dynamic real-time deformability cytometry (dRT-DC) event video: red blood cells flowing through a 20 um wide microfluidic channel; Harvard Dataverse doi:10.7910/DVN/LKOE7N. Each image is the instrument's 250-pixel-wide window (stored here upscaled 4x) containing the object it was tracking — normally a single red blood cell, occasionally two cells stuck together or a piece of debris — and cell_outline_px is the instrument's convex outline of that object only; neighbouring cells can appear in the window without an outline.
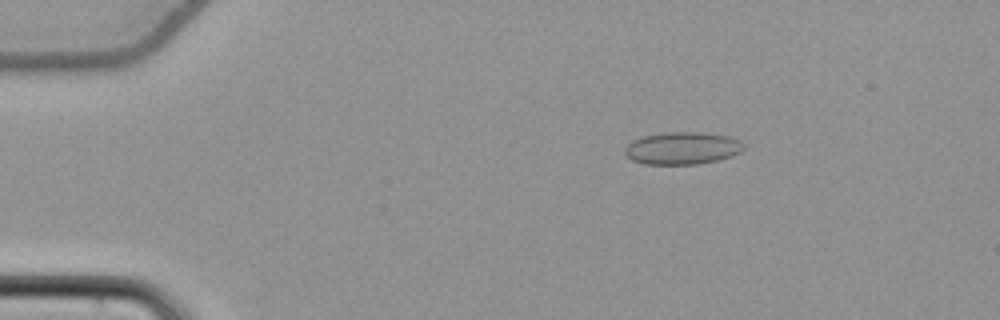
{"species": "common noctule bat (a hibernating species)", "species_latin": "Nyctalus noctula", "temperature_condition": "cold", "stored_images_in_passage": 54, "camera_frame_rate_fps": 3000, "um_per_image_px": 0.085, "animal": {"sex": "female", "body_mass_g": 22.7, "forearm_length_mm": 54.2}, "frame": {"image": 1, "passage_image": 9, "time_ms": 2.667, "image_size_px": [1000, 320], "cell_outline_px": [[744, 148], [740, 152], [732, 156], [716, 160], [696, 164], [644, 164], [632, 160], [624, 152], [624, 148], [632, 140], [644, 136], [668, 132], [700, 132], [728, 136], [740, 140], [744, 144]], "centroid_in_image_um": [58.0, 12.59], "position_along_channel_um": 27.0, "area_um2": 22.37}}
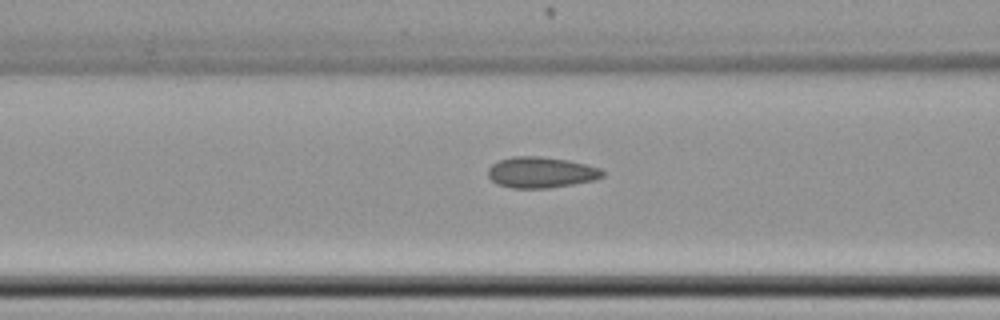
{"frame": {"image": 2, "passage_image": 22, "time_ms": 7.0, "image_size_px": [1000, 320], "cell_outline_px": [[604, 176], [596, 180], [548, 188], [512, 188], [496, 184], [488, 176], [488, 168], [492, 164], [500, 160], [512, 156], [540, 156], [568, 160], [588, 164], [600, 168], [604, 172]], "centroid_in_image_um": [46.0, 14.65], "position_along_channel_um": 120.6, "area_um2": 20.81}}
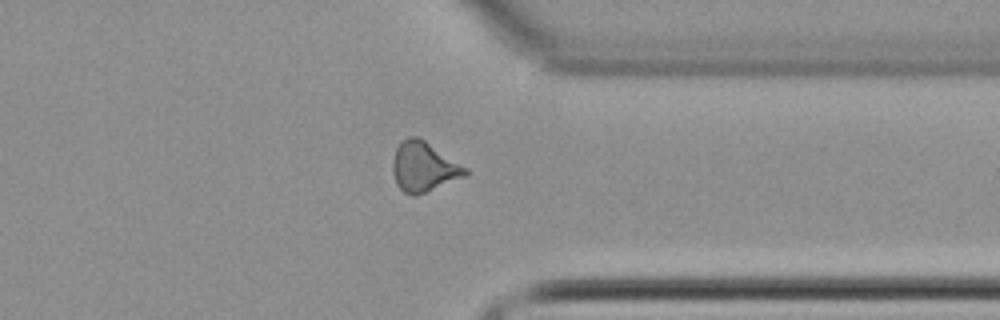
{"frame": {"image": 3, "passage_image": 42, "time_ms": 13.667, "image_size_px": [1000, 320], "cell_outline_px": [[468, 172], [464, 176], [416, 196], [412, 196], [404, 192], [396, 184], [392, 172], [392, 160], [396, 148], [400, 140], [408, 136], [416, 136], [424, 140], [468, 168]], "centroid_in_image_um": [35.97, 14.17], "position_along_channel_um": 375.4, "area_um2": 21.04}, "authors_computed_cell_mechanics": {"area_um2": 20.4034, "velocity_mm_per_s": 3.8625, "shape_relaxation_time_tau1_ms": null, "shape_relaxation_time_tau2_ms": 2.2587, "deformation_change_tau1": null, "deformation_change_tau2": 0.0801}}